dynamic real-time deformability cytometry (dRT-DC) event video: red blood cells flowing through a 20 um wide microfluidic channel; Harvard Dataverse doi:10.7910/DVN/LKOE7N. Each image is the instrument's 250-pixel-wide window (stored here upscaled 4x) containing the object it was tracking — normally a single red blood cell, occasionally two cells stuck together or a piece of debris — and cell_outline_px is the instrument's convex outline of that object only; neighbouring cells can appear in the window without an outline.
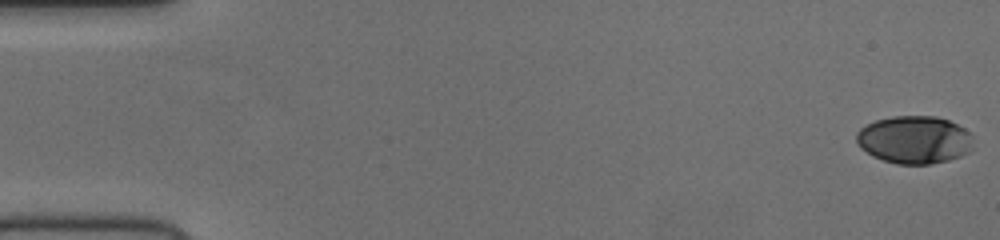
{"species": "human", "species_latin": "Homo sapiens", "temperature_condition": "cold", "stored_images_in_passage": 53, "camera_frame_rate_fps": 3000, "um_per_image_px": 0.085, "donor": {"sex": "female"}, "frame": {"image": 1, "passage_image": 1, "time_ms": 0.0, "image_size_px": [1000, 240], "cell_outline_px": [[972, 152], [948, 160], [932, 164], [896, 164], [872, 156], [860, 148], [856, 140], [856, 132], [860, 128], [876, 120], [892, 116], [936, 116], [948, 120], [964, 128], [972, 136]], "centroid_in_image_um": [77.72, 11.88], "position_along_channel_um": 7.3, "area_um2": 32.71}}
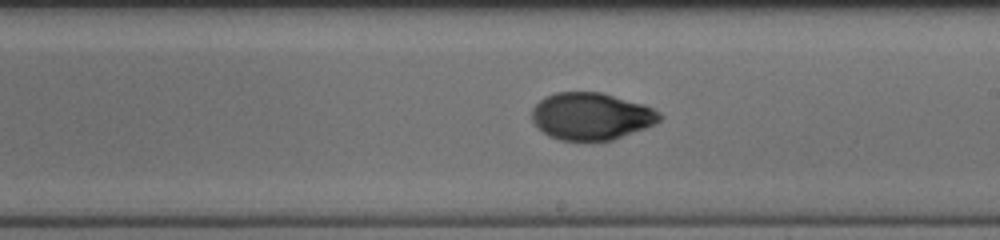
{"frame": {"image": 2, "passage_image": 31, "time_ms": 10.0, "image_size_px": [1000, 240], "cell_outline_px": [[664, 116], [656, 124], [612, 140], [560, 140], [548, 136], [532, 120], [532, 108], [544, 96], [556, 92], [600, 92], [644, 104], [660, 112]], "centroid_in_image_um": [50.27, 9.87], "position_along_channel_um": 238.7, "area_um2": 35.08}}
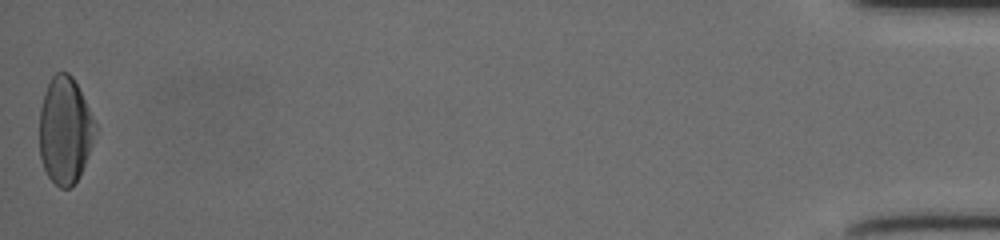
{"frame": {"image": 3, "passage_image": 53, "time_ms": 17.333, "image_size_px": [1000, 240], "cell_outline_px": [[96, 124], [88, 152], [84, 164], [76, 180], [68, 188], [60, 188], [48, 176], [44, 168], [40, 156], [40, 108], [44, 92], [52, 76], [56, 72], [68, 72], [72, 76]], "centroid_in_image_um": [5.48, 11.05], "position_along_channel_um": 429.7, "area_um2": 33.81}}